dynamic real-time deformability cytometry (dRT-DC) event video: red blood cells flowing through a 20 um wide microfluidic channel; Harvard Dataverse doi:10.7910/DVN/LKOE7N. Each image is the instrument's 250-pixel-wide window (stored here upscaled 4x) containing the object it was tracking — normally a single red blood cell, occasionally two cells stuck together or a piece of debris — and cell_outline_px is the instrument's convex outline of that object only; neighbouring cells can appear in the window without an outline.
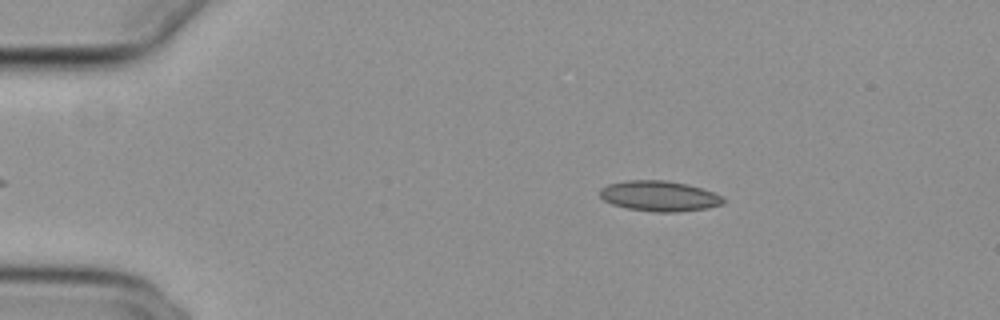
{"species": "common noctule bat (a hibernating species)", "species_latin": "Nyctalus noctula", "temperature_condition": "cold", "stored_images_in_passage": 49, "camera_frame_rate_fps": 3000, "um_per_image_px": 0.085, "animal": {"sex": "female", "body_mass_g": 29.2, "forearm_length_mm": 56.3}, "frame": {"image": 1, "passage_image": 5, "time_ms": 1.333, "image_size_px": [1000, 320], "cell_outline_px": [[724, 204], [708, 208], [676, 212], [656, 212], [628, 208], [612, 204], [604, 200], [600, 196], [600, 188], [608, 184], [628, 180], [664, 180], [688, 184], [712, 192], [720, 196], [724, 200]], "centroid_in_image_um": [56.03, 16.66], "position_along_channel_um": 29.0, "area_um2": 21.73}}
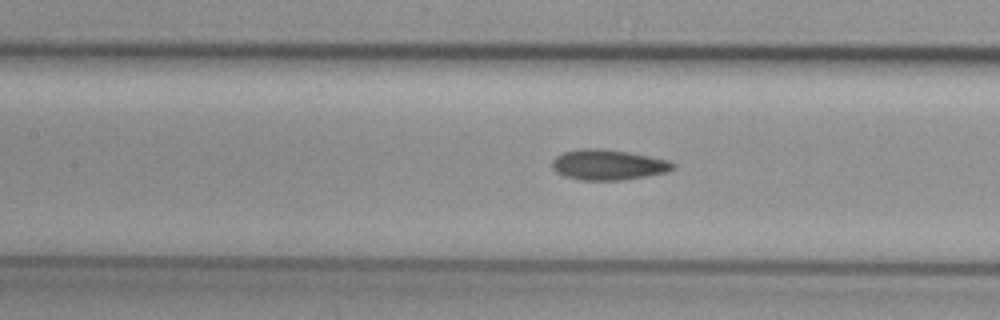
{"frame": {"image": 2, "passage_image": 20, "time_ms": 6.333, "image_size_px": [1000, 320], "cell_outline_px": [[676, 168], [668, 172], [648, 176], [624, 180], [580, 180], [564, 176], [556, 172], [552, 168], [552, 160], [556, 156], [564, 152], [584, 148], [600, 148], [628, 152], [668, 160], [676, 164]], "centroid_in_image_um": [51.71, 14.01], "position_along_channel_um": 155.7, "area_um2": 21.56}}
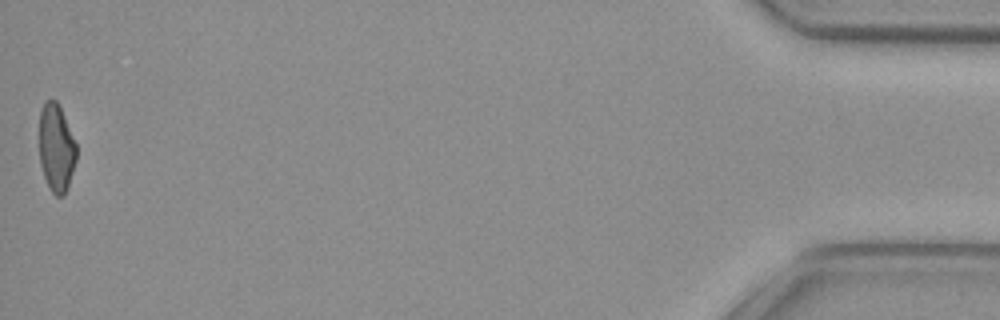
{"frame": {"image": 3, "passage_image": 49, "time_ms": 16.0, "image_size_px": [1000, 320], "cell_outline_px": [[76, 160], [68, 188], [64, 196], [56, 196], [52, 192], [44, 176], [40, 164], [40, 108], [44, 100], [56, 100], [60, 108], [76, 144]], "centroid_in_image_um": [4.78, 12.59], "position_along_channel_um": 430.4, "area_um2": 18.84}, "authors_computed_cell_mechanics": {"area_um2": 20.8658, "velocity_mm_per_s": 3.8483, "shape_relaxation_time_tau1_ms": null, "shape_relaxation_time_tau2_ms": 4.2851, "deformation_change_tau1": null, "deformation_change_tau2": 0.1217}}